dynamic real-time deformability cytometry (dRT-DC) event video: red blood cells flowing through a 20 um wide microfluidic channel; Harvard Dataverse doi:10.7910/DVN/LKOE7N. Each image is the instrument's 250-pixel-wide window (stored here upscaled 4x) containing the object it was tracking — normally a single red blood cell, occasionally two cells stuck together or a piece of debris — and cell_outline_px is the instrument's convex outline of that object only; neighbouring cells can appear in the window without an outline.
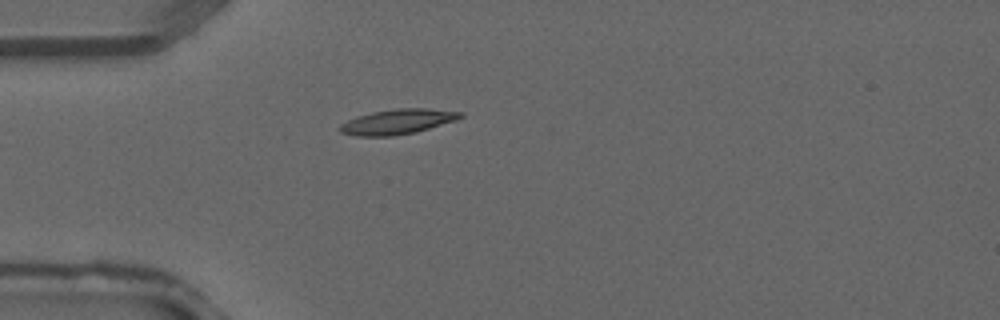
{"species": "common noctule bat (a hibernating species)", "species_latin": "Nyctalus noctula", "temperature_condition": "warm", "stored_images_in_passage": 1, "camera_frame_rate_fps": 3000, "um_per_image_px": 0.085, "animal": {"sex": "male", "forearm_length_mm": 52.5}, "frame": {"image": 1, "passage_image": 1, "time_ms": 0.0, "image_size_px": [1000, 320], "cell_outline_px": [[464, 116], [456, 120], [416, 132], [392, 136], [356, 136], [340, 132], [340, 124], [356, 116], [372, 112], [396, 108], [428, 108], [464, 112]], "centroid_in_image_um": [33.81, 10.33], "position_along_channel_um": 51.2, "area_um2": 17.63}}